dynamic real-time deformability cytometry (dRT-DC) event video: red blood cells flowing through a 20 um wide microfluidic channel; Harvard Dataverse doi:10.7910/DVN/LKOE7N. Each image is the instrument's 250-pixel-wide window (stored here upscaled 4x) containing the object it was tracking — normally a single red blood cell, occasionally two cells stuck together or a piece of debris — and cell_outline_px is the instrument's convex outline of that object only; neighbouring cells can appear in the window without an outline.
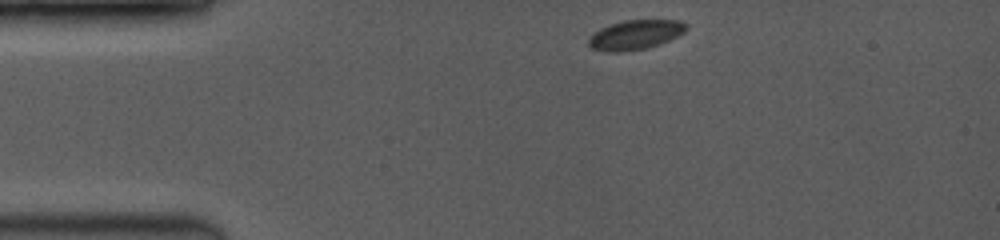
{"species": "common noctule bat (a hibernating species)", "species_latin": "Nyctalus noctula", "temperature_condition": "room temperature", "stored_images_in_passage": 13, "camera_frame_rate_fps": 3500, "um_per_image_px": 0.085, "animal": {"sex": "female", "body_mass_g": 19.0, "forearm_length_mm": 53.3}, "frame": {"image": 1, "passage_image": 1, "time_ms": 0.0, "image_size_px": [1000, 240], "cell_outline_px": [[688, 28], [684, 32], [660, 44], [648, 48], [620, 52], [608, 52], [592, 48], [588, 44], [588, 40], [596, 32], [612, 24], [628, 20], [680, 20]], "centroid_in_image_um": [54.03, 2.97], "position_along_channel_um": 31.0, "area_um2": 16.42}}
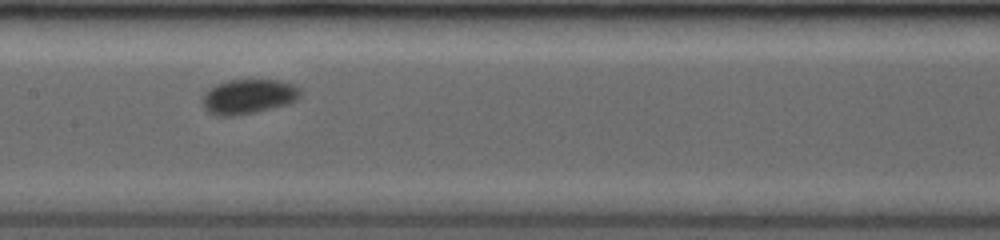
{"frame": {"image": 2, "passage_image": 6, "time_ms": 5.143, "image_size_px": [1000, 240], "cell_outline_px": [[300, 96], [296, 100], [288, 104], [256, 112], [236, 116], [216, 116], [208, 112], [204, 108], [204, 92], [216, 84], [228, 80], [280, 80], [292, 84], [300, 88]], "centroid_in_image_um": [21.12, 8.21], "position_along_channel_um": 186.3, "area_um2": 19.83}}
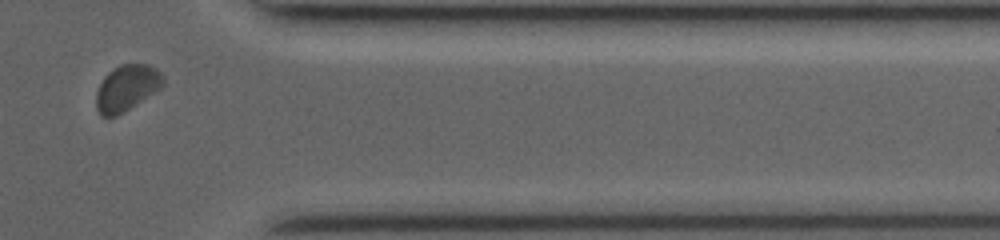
{"frame": {"image": 3, "passage_image": 11, "time_ms": 10.571, "image_size_px": [1000, 240], "cell_outline_px": [[164, 84], [160, 88], [116, 116], [100, 116], [96, 108], [96, 92], [104, 76], [112, 68], [120, 64], [148, 64], [156, 68], [164, 76]], "centroid_in_image_um": [10.76, 7.45], "position_along_channel_um": 400.6, "area_um2": 17.8}}